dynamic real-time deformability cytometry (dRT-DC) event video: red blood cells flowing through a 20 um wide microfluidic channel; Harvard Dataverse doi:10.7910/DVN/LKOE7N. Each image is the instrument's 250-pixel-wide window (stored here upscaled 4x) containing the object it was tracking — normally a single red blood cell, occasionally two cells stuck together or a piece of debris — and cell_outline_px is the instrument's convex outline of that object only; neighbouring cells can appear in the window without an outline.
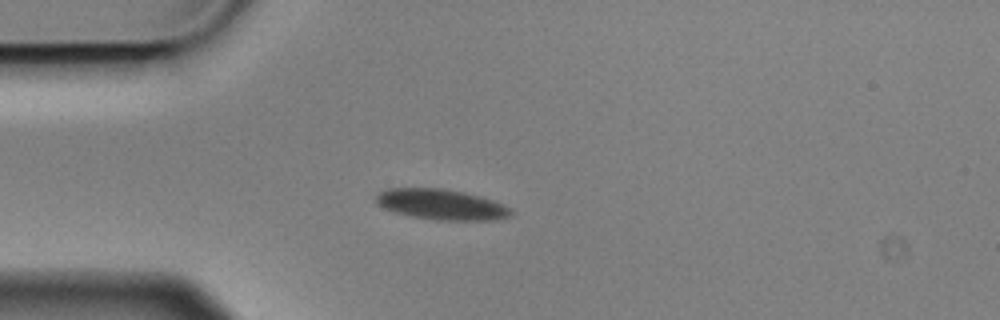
{"species": "Egyptian fruit bat (a non-hibernating species)", "species_latin": "Rousettus aegyptiacus", "temperature_condition": "cold", "stored_images_in_passage": 3, "camera_frame_rate_fps": 3000, "um_per_image_px": 0.085, "animal": {"sex": "male"}, "frame": {"image": 1, "passage_image": 3, "time_ms": 0.667, "image_size_px": [1000, 320], "cell_outline_px": [[512, 216], [496, 220], [436, 220], [412, 216], [396, 212], [384, 208], [376, 204], [376, 196], [380, 192], [388, 188], [440, 188], [464, 192], [480, 196], [504, 204], [512, 208]], "centroid_in_image_um": [37.55, 17.38], "position_along_channel_um": 47.4, "area_um2": 24.04}}